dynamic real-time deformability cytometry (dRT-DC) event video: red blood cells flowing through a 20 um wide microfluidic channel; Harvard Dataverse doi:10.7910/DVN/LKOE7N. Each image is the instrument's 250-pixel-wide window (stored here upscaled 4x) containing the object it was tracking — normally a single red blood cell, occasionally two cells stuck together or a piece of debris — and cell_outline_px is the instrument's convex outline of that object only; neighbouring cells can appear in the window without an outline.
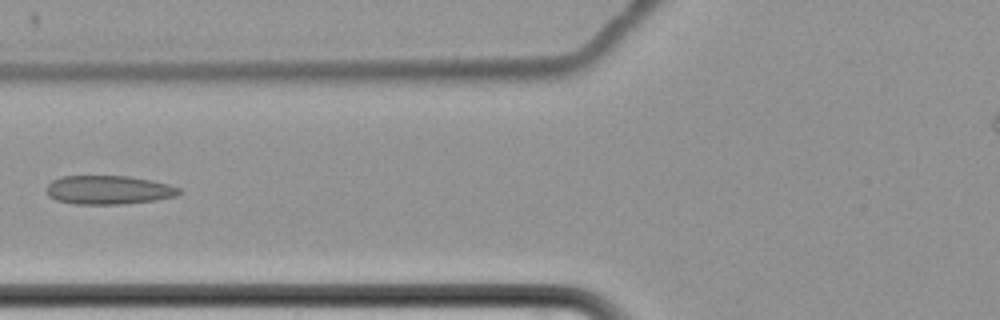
{"species": "common noctule bat (a hibernating species)", "species_latin": "Nyctalus noctula", "temperature_condition": "cold", "stored_images_in_passage": 8, "camera_frame_rate_fps": 3000, "um_per_image_px": 0.085, "animal": {"sex": "female", "body_mass_g": 22.7, "forearm_length_mm": 54.2}, "frame": {"image": 1, "passage_image": 8, "time_ms": 9.0, "image_size_px": [1000, 320], "cell_outline_px": [[184, 192], [176, 196], [156, 200], [124, 204], [76, 204], [56, 200], [48, 196], [44, 188], [52, 180], [60, 176], [128, 176], [152, 180], [168, 184], [180, 188]], "centroid_in_image_um": [9.22, 16.14], "position_along_channel_um": 116.6, "area_um2": 22.54}}